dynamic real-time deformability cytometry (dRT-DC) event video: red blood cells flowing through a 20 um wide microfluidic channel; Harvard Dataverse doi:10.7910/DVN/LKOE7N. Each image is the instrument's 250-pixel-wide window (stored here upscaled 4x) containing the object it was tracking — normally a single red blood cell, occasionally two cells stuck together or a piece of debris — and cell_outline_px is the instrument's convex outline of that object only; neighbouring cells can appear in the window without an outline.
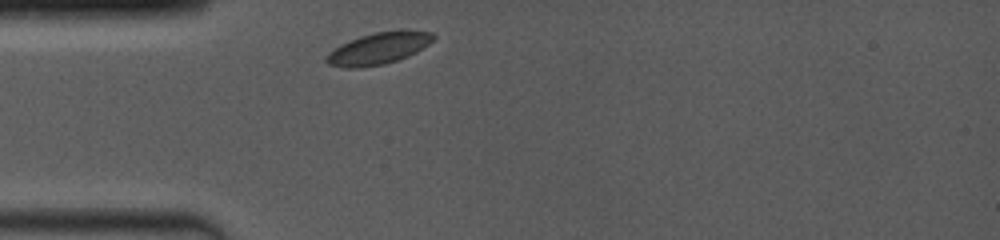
{"species": "common noctule bat (a hibernating species)", "species_latin": "Nyctalus noctula", "temperature_condition": "room temperature", "stored_images_in_passage": 27, "camera_frame_rate_fps": 4000, "um_per_image_px": 0.085, "animal": {"sex": "female", "body_mass_g": 19.0, "forearm_length_mm": 53.3}, "frame": {"image": 1, "passage_image": 1, "time_ms": 0.0, "image_size_px": [1000, 240], "cell_outline_px": [[436, 36], [428, 44], [416, 52], [408, 56], [384, 64], [360, 68], [344, 68], [328, 64], [324, 60], [324, 56], [328, 52], [340, 44], [348, 40], [360, 36], [376, 32], [400, 28], [408, 28], [432, 32]], "centroid_in_image_um": [32.17, 4.08], "position_along_channel_um": 52.8, "area_um2": 20.35}}
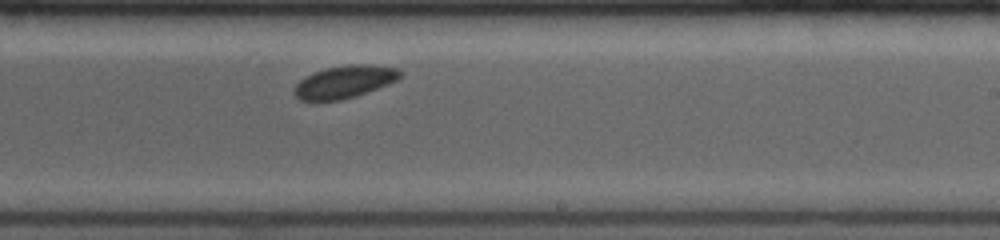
{"frame": {"image": 2, "passage_image": 16, "time_ms": 3.75, "image_size_px": [1000, 240], "cell_outline_px": [[404, 72], [396, 80], [388, 84], [356, 96], [340, 100], [316, 104], [312, 104], [300, 100], [292, 92], [296, 84], [304, 76], [312, 72], [328, 68], [348, 64], [372, 64], [396, 68]], "centroid_in_image_um": [29.2, 6.99], "position_along_channel_um": 259.8, "area_um2": 20.69}}
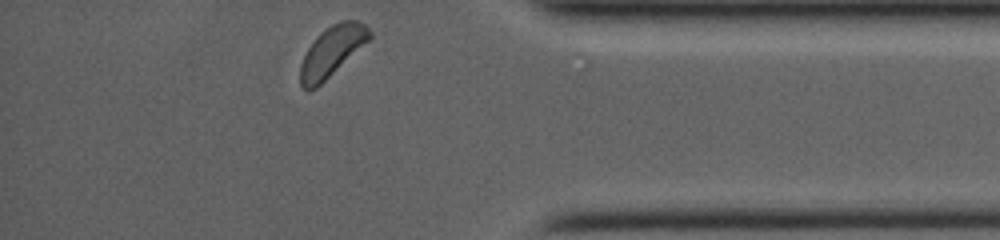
{"frame": {"image": 3, "passage_image": 27, "time_ms": 6.5, "image_size_px": [1000, 240], "cell_outline_px": [[372, 36], [368, 40], [316, 88], [308, 92], [300, 84], [300, 64], [308, 48], [316, 36], [320, 32], [332, 24], [344, 20], [356, 20], [364, 24], [372, 32]], "centroid_in_image_um": [28.18, 4.35], "position_along_channel_um": 407.0, "area_um2": 19.83}}